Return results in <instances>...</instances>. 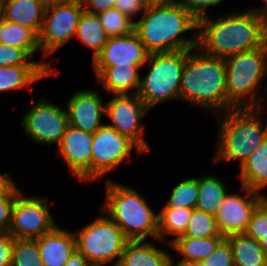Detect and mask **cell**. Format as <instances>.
<instances>
[{
  "mask_svg": "<svg viewBox=\"0 0 267 266\" xmlns=\"http://www.w3.org/2000/svg\"><path fill=\"white\" fill-rule=\"evenodd\" d=\"M171 256L144 240H129L117 266H167Z\"/></svg>",
  "mask_w": 267,
  "mask_h": 266,
  "instance_id": "cell-21",
  "label": "cell"
},
{
  "mask_svg": "<svg viewBox=\"0 0 267 266\" xmlns=\"http://www.w3.org/2000/svg\"><path fill=\"white\" fill-rule=\"evenodd\" d=\"M67 113L69 125L94 134L103 125L100 118L105 114V104L97 92L82 90L68 101Z\"/></svg>",
  "mask_w": 267,
  "mask_h": 266,
  "instance_id": "cell-17",
  "label": "cell"
},
{
  "mask_svg": "<svg viewBox=\"0 0 267 266\" xmlns=\"http://www.w3.org/2000/svg\"><path fill=\"white\" fill-rule=\"evenodd\" d=\"M105 105V114L111 119L114 128L122 135L129 137L138 147L146 152L149 150L148 143L142 138L143 128L141 120L150 109L137 94L114 95Z\"/></svg>",
  "mask_w": 267,
  "mask_h": 266,
  "instance_id": "cell-12",
  "label": "cell"
},
{
  "mask_svg": "<svg viewBox=\"0 0 267 266\" xmlns=\"http://www.w3.org/2000/svg\"><path fill=\"white\" fill-rule=\"evenodd\" d=\"M261 108H234L220 116L219 144L214 161L240 160V167L267 136Z\"/></svg>",
  "mask_w": 267,
  "mask_h": 266,
  "instance_id": "cell-4",
  "label": "cell"
},
{
  "mask_svg": "<svg viewBox=\"0 0 267 266\" xmlns=\"http://www.w3.org/2000/svg\"><path fill=\"white\" fill-rule=\"evenodd\" d=\"M3 18V11H2V0H0V21Z\"/></svg>",
  "mask_w": 267,
  "mask_h": 266,
  "instance_id": "cell-48",
  "label": "cell"
},
{
  "mask_svg": "<svg viewBox=\"0 0 267 266\" xmlns=\"http://www.w3.org/2000/svg\"><path fill=\"white\" fill-rule=\"evenodd\" d=\"M47 1H74V0H47Z\"/></svg>",
  "mask_w": 267,
  "mask_h": 266,
  "instance_id": "cell-49",
  "label": "cell"
},
{
  "mask_svg": "<svg viewBox=\"0 0 267 266\" xmlns=\"http://www.w3.org/2000/svg\"><path fill=\"white\" fill-rule=\"evenodd\" d=\"M244 233L256 240L267 233V197L254 210Z\"/></svg>",
  "mask_w": 267,
  "mask_h": 266,
  "instance_id": "cell-35",
  "label": "cell"
},
{
  "mask_svg": "<svg viewBox=\"0 0 267 266\" xmlns=\"http://www.w3.org/2000/svg\"><path fill=\"white\" fill-rule=\"evenodd\" d=\"M28 57H30V55L23 48L0 43V67L45 66L51 73L53 72L48 63L25 61Z\"/></svg>",
  "mask_w": 267,
  "mask_h": 266,
  "instance_id": "cell-34",
  "label": "cell"
},
{
  "mask_svg": "<svg viewBox=\"0 0 267 266\" xmlns=\"http://www.w3.org/2000/svg\"><path fill=\"white\" fill-rule=\"evenodd\" d=\"M64 266H93L78 250H75Z\"/></svg>",
  "mask_w": 267,
  "mask_h": 266,
  "instance_id": "cell-43",
  "label": "cell"
},
{
  "mask_svg": "<svg viewBox=\"0 0 267 266\" xmlns=\"http://www.w3.org/2000/svg\"><path fill=\"white\" fill-rule=\"evenodd\" d=\"M26 134L37 143H60L69 125L67 110L40 99L23 118Z\"/></svg>",
  "mask_w": 267,
  "mask_h": 266,
  "instance_id": "cell-13",
  "label": "cell"
},
{
  "mask_svg": "<svg viewBox=\"0 0 267 266\" xmlns=\"http://www.w3.org/2000/svg\"><path fill=\"white\" fill-rule=\"evenodd\" d=\"M82 0L48 1L39 34L43 57L52 54L75 36L80 16L84 11Z\"/></svg>",
  "mask_w": 267,
  "mask_h": 266,
  "instance_id": "cell-9",
  "label": "cell"
},
{
  "mask_svg": "<svg viewBox=\"0 0 267 266\" xmlns=\"http://www.w3.org/2000/svg\"><path fill=\"white\" fill-rule=\"evenodd\" d=\"M240 178L241 185L256 193L267 185V136L241 166Z\"/></svg>",
  "mask_w": 267,
  "mask_h": 266,
  "instance_id": "cell-24",
  "label": "cell"
},
{
  "mask_svg": "<svg viewBox=\"0 0 267 266\" xmlns=\"http://www.w3.org/2000/svg\"><path fill=\"white\" fill-rule=\"evenodd\" d=\"M93 134L68 125L60 143L58 153L64 158L71 172L80 180H91V155Z\"/></svg>",
  "mask_w": 267,
  "mask_h": 266,
  "instance_id": "cell-16",
  "label": "cell"
},
{
  "mask_svg": "<svg viewBox=\"0 0 267 266\" xmlns=\"http://www.w3.org/2000/svg\"><path fill=\"white\" fill-rule=\"evenodd\" d=\"M15 238L8 232H0V266H11Z\"/></svg>",
  "mask_w": 267,
  "mask_h": 266,
  "instance_id": "cell-39",
  "label": "cell"
},
{
  "mask_svg": "<svg viewBox=\"0 0 267 266\" xmlns=\"http://www.w3.org/2000/svg\"><path fill=\"white\" fill-rule=\"evenodd\" d=\"M103 211L110 216L129 240L158 239V214L133 188L107 180Z\"/></svg>",
  "mask_w": 267,
  "mask_h": 266,
  "instance_id": "cell-5",
  "label": "cell"
},
{
  "mask_svg": "<svg viewBox=\"0 0 267 266\" xmlns=\"http://www.w3.org/2000/svg\"><path fill=\"white\" fill-rule=\"evenodd\" d=\"M137 65L110 66L108 68H94L98 81H102V87L114 95H126L128 90L136 88L133 94H137L140 85V74Z\"/></svg>",
  "mask_w": 267,
  "mask_h": 266,
  "instance_id": "cell-20",
  "label": "cell"
},
{
  "mask_svg": "<svg viewBox=\"0 0 267 266\" xmlns=\"http://www.w3.org/2000/svg\"><path fill=\"white\" fill-rule=\"evenodd\" d=\"M197 49L225 59L264 46L267 43L266 17L251 10L220 17L217 21L208 15L198 20ZM204 49V50H203Z\"/></svg>",
  "mask_w": 267,
  "mask_h": 266,
  "instance_id": "cell-1",
  "label": "cell"
},
{
  "mask_svg": "<svg viewBox=\"0 0 267 266\" xmlns=\"http://www.w3.org/2000/svg\"><path fill=\"white\" fill-rule=\"evenodd\" d=\"M259 244L262 246L264 251L267 253V233L263 235V238L259 239Z\"/></svg>",
  "mask_w": 267,
  "mask_h": 266,
  "instance_id": "cell-44",
  "label": "cell"
},
{
  "mask_svg": "<svg viewBox=\"0 0 267 266\" xmlns=\"http://www.w3.org/2000/svg\"><path fill=\"white\" fill-rule=\"evenodd\" d=\"M16 196H0V232H8Z\"/></svg>",
  "mask_w": 267,
  "mask_h": 266,
  "instance_id": "cell-40",
  "label": "cell"
},
{
  "mask_svg": "<svg viewBox=\"0 0 267 266\" xmlns=\"http://www.w3.org/2000/svg\"><path fill=\"white\" fill-rule=\"evenodd\" d=\"M36 240L44 266H64L71 254L77 250L75 233L57 226Z\"/></svg>",
  "mask_w": 267,
  "mask_h": 266,
  "instance_id": "cell-18",
  "label": "cell"
},
{
  "mask_svg": "<svg viewBox=\"0 0 267 266\" xmlns=\"http://www.w3.org/2000/svg\"><path fill=\"white\" fill-rule=\"evenodd\" d=\"M223 0H178L177 3L181 4L188 10L197 20L207 16L206 8L215 6Z\"/></svg>",
  "mask_w": 267,
  "mask_h": 266,
  "instance_id": "cell-38",
  "label": "cell"
},
{
  "mask_svg": "<svg viewBox=\"0 0 267 266\" xmlns=\"http://www.w3.org/2000/svg\"><path fill=\"white\" fill-rule=\"evenodd\" d=\"M198 195V178L185 179L174 187L171 197L164 208L195 209Z\"/></svg>",
  "mask_w": 267,
  "mask_h": 266,
  "instance_id": "cell-32",
  "label": "cell"
},
{
  "mask_svg": "<svg viewBox=\"0 0 267 266\" xmlns=\"http://www.w3.org/2000/svg\"><path fill=\"white\" fill-rule=\"evenodd\" d=\"M232 250L235 266H267V253L259 241L245 233L225 237Z\"/></svg>",
  "mask_w": 267,
  "mask_h": 266,
  "instance_id": "cell-22",
  "label": "cell"
},
{
  "mask_svg": "<svg viewBox=\"0 0 267 266\" xmlns=\"http://www.w3.org/2000/svg\"><path fill=\"white\" fill-rule=\"evenodd\" d=\"M11 266H44L36 239H15Z\"/></svg>",
  "mask_w": 267,
  "mask_h": 266,
  "instance_id": "cell-33",
  "label": "cell"
},
{
  "mask_svg": "<svg viewBox=\"0 0 267 266\" xmlns=\"http://www.w3.org/2000/svg\"><path fill=\"white\" fill-rule=\"evenodd\" d=\"M198 190L195 208L215 216L227 194L223 182L217 177L206 175L198 178Z\"/></svg>",
  "mask_w": 267,
  "mask_h": 266,
  "instance_id": "cell-27",
  "label": "cell"
},
{
  "mask_svg": "<svg viewBox=\"0 0 267 266\" xmlns=\"http://www.w3.org/2000/svg\"><path fill=\"white\" fill-rule=\"evenodd\" d=\"M190 208H163L158 213V240L164 241L165 234L183 235L192 217Z\"/></svg>",
  "mask_w": 267,
  "mask_h": 266,
  "instance_id": "cell-29",
  "label": "cell"
},
{
  "mask_svg": "<svg viewBox=\"0 0 267 266\" xmlns=\"http://www.w3.org/2000/svg\"><path fill=\"white\" fill-rule=\"evenodd\" d=\"M265 1V6L262 8V9H257V10H253L255 12H257L258 14L264 16V17H267V0H263Z\"/></svg>",
  "mask_w": 267,
  "mask_h": 266,
  "instance_id": "cell-45",
  "label": "cell"
},
{
  "mask_svg": "<svg viewBox=\"0 0 267 266\" xmlns=\"http://www.w3.org/2000/svg\"><path fill=\"white\" fill-rule=\"evenodd\" d=\"M133 146L137 153H143L129 137L103 124L93 134L91 155V180L103 176L128 157Z\"/></svg>",
  "mask_w": 267,
  "mask_h": 266,
  "instance_id": "cell-11",
  "label": "cell"
},
{
  "mask_svg": "<svg viewBox=\"0 0 267 266\" xmlns=\"http://www.w3.org/2000/svg\"><path fill=\"white\" fill-rule=\"evenodd\" d=\"M181 236L194 238L224 237L219 232L215 216L196 208L193 209L187 229Z\"/></svg>",
  "mask_w": 267,
  "mask_h": 266,
  "instance_id": "cell-30",
  "label": "cell"
},
{
  "mask_svg": "<svg viewBox=\"0 0 267 266\" xmlns=\"http://www.w3.org/2000/svg\"><path fill=\"white\" fill-rule=\"evenodd\" d=\"M50 74L45 66L0 67V91L19 89Z\"/></svg>",
  "mask_w": 267,
  "mask_h": 266,
  "instance_id": "cell-25",
  "label": "cell"
},
{
  "mask_svg": "<svg viewBox=\"0 0 267 266\" xmlns=\"http://www.w3.org/2000/svg\"><path fill=\"white\" fill-rule=\"evenodd\" d=\"M196 266H235L229 242L224 239L212 254Z\"/></svg>",
  "mask_w": 267,
  "mask_h": 266,
  "instance_id": "cell-36",
  "label": "cell"
},
{
  "mask_svg": "<svg viewBox=\"0 0 267 266\" xmlns=\"http://www.w3.org/2000/svg\"><path fill=\"white\" fill-rule=\"evenodd\" d=\"M75 35L80 38L81 42L93 50V60L102 51L109 38L103 29L98 15L85 10L80 16Z\"/></svg>",
  "mask_w": 267,
  "mask_h": 266,
  "instance_id": "cell-26",
  "label": "cell"
},
{
  "mask_svg": "<svg viewBox=\"0 0 267 266\" xmlns=\"http://www.w3.org/2000/svg\"><path fill=\"white\" fill-rule=\"evenodd\" d=\"M241 189L245 191L247 197L226 194L215 215L219 232L224 237L244 233L254 210L266 198L244 185Z\"/></svg>",
  "mask_w": 267,
  "mask_h": 266,
  "instance_id": "cell-14",
  "label": "cell"
},
{
  "mask_svg": "<svg viewBox=\"0 0 267 266\" xmlns=\"http://www.w3.org/2000/svg\"><path fill=\"white\" fill-rule=\"evenodd\" d=\"M77 250L93 265L102 266L118 261L129 239L109 217H99L75 233Z\"/></svg>",
  "mask_w": 267,
  "mask_h": 266,
  "instance_id": "cell-8",
  "label": "cell"
},
{
  "mask_svg": "<svg viewBox=\"0 0 267 266\" xmlns=\"http://www.w3.org/2000/svg\"><path fill=\"white\" fill-rule=\"evenodd\" d=\"M198 28V20L177 2H152L134 31L147 52L162 53L197 48V37L185 39L179 35ZM179 36V37H178Z\"/></svg>",
  "mask_w": 267,
  "mask_h": 266,
  "instance_id": "cell-2",
  "label": "cell"
},
{
  "mask_svg": "<svg viewBox=\"0 0 267 266\" xmlns=\"http://www.w3.org/2000/svg\"><path fill=\"white\" fill-rule=\"evenodd\" d=\"M225 237L194 238L179 236L169 242L184 257L182 263L196 266L212 254Z\"/></svg>",
  "mask_w": 267,
  "mask_h": 266,
  "instance_id": "cell-23",
  "label": "cell"
},
{
  "mask_svg": "<svg viewBox=\"0 0 267 266\" xmlns=\"http://www.w3.org/2000/svg\"><path fill=\"white\" fill-rule=\"evenodd\" d=\"M151 3L152 2H176V0H149Z\"/></svg>",
  "mask_w": 267,
  "mask_h": 266,
  "instance_id": "cell-47",
  "label": "cell"
},
{
  "mask_svg": "<svg viewBox=\"0 0 267 266\" xmlns=\"http://www.w3.org/2000/svg\"><path fill=\"white\" fill-rule=\"evenodd\" d=\"M189 50L149 54V73L140 80L137 95L151 109L159 102L180 98V85Z\"/></svg>",
  "mask_w": 267,
  "mask_h": 266,
  "instance_id": "cell-7",
  "label": "cell"
},
{
  "mask_svg": "<svg viewBox=\"0 0 267 266\" xmlns=\"http://www.w3.org/2000/svg\"><path fill=\"white\" fill-rule=\"evenodd\" d=\"M46 198L22 197L16 192L8 233L15 239H36L50 232L54 223Z\"/></svg>",
  "mask_w": 267,
  "mask_h": 266,
  "instance_id": "cell-10",
  "label": "cell"
},
{
  "mask_svg": "<svg viewBox=\"0 0 267 266\" xmlns=\"http://www.w3.org/2000/svg\"><path fill=\"white\" fill-rule=\"evenodd\" d=\"M225 64L227 111L234 108L261 107L258 104L259 98L255 95L258 84L267 75V43L259 48L226 57Z\"/></svg>",
  "mask_w": 267,
  "mask_h": 266,
  "instance_id": "cell-6",
  "label": "cell"
},
{
  "mask_svg": "<svg viewBox=\"0 0 267 266\" xmlns=\"http://www.w3.org/2000/svg\"><path fill=\"white\" fill-rule=\"evenodd\" d=\"M189 55L184 64L180 98L202 108L227 112V78L225 59L205 53Z\"/></svg>",
  "mask_w": 267,
  "mask_h": 266,
  "instance_id": "cell-3",
  "label": "cell"
},
{
  "mask_svg": "<svg viewBox=\"0 0 267 266\" xmlns=\"http://www.w3.org/2000/svg\"><path fill=\"white\" fill-rule=\"evenodd\" d=\"M17 187L10 180L8 173L0 174V196H16Z\"/></svg>",
  "mask_w": 267,
  "mask_h": 266,
  "instance_id": "cell-42",
  "label": "cell"
},
{
  "mask_svg": "<svg viewBox=\"0 0 267 266\" xmlns=\"http://www.w3.org/2000/svg\"><path fill=\"white\" fill-rule=\"evenodd\" d=\"M149 53L135 31L118 37H109L102 51L93 60V68L137 65L147 62Z\"/></svg>",
  "mask_w": 267,
  "mask_h": 266,
  "instance_id": "cell-15",
  "label": "cell"
},
{
  "mask_svg": "<svg viewBox=\"0 0 267 266\" xmlns=\"http://www.w3.org/2000/svg\"><path fill=\"white\" fill-rule=\"evenodd\" d=\"M82 2L85 3L84 10L93 14L114 8V0H82Z\"/></svg>",
  "mask_w": 267,
  "mask_h": 266,
  "instance_id": "cell-41",
  "label": "cell"
},
{
  "mask_svg": "<svg viewBox=\"0 0 267 266\" xmlns=\"http://www.w3.org/2000/svg\"><path fill=\"white\" fill-rule=\"evenodd\" d=\"M173 265H174V264H173L172 258H170V260H169L167 266H173ZM174 266H175V265H174ZM176 266H194V265L179 262Z\"/></svg>",
  "mask_w": 267,
  "mask_h": 266,
  "instance_id": "cell-46",
  "label": "cell"
},
{
  "mask_svg": "<svg viewBox=\"0 0 267 266\" xmlns=\"http://www.w3.org/2000/svg\"><path fill=\"white\" fill-rule=\"evenodd\" d=\"M108 37H118L134 31L135 22L116 8L97 14Z\"/></svg>",
  "mask_w": 267,
  "mask_h": 266,
  "instance_id": "cell-31",
  "label": "cell"
},
{
  "mask_svg": "<svg viewBox=\"0 0 267 266\" xmlns=\"http://www.w3.org/2000/svg\"><path fill=\"white\" fill-rule=\"evenodd\" d=\"M0 43L23 48L30 56L40 49L39 35L32 29L6 21H0Z\"/></svg>",
  "mask_w": 267,
  "mask_h": 266,
  "instance_id": "cell-28",
  "label": "cell"
},
{
  "mask_svg": "<svg viewBox=\"0 0 267 266\" xmlns=\"http://www.w3.org/2000/svg\"><path fill=\"white\" fill-rule=\"evenodd\" d=\"M150 3L149 0H114V8L132 19L141 11L144 14Z\"/></svg>",
  "mask_w": 267,
  "mask_h": 266,
  "instance_id": "cell-37",
  "label": "cell"
},
{
  "mask_svg": "<svg viewBox=\"0 0 267 266\" xmlns=\"http://www.w3.org/2000/svg\"><path fill=\"white\" fill-rule=\"evenodd\" d=\"M47 0H2L3 19L34 30L43 26Z\"/></svg>",
  "mask_w": 267,
  "mask_h": 266,
  "instance_id": "cell-19",
  "label": "cell"
}]
</instances>
